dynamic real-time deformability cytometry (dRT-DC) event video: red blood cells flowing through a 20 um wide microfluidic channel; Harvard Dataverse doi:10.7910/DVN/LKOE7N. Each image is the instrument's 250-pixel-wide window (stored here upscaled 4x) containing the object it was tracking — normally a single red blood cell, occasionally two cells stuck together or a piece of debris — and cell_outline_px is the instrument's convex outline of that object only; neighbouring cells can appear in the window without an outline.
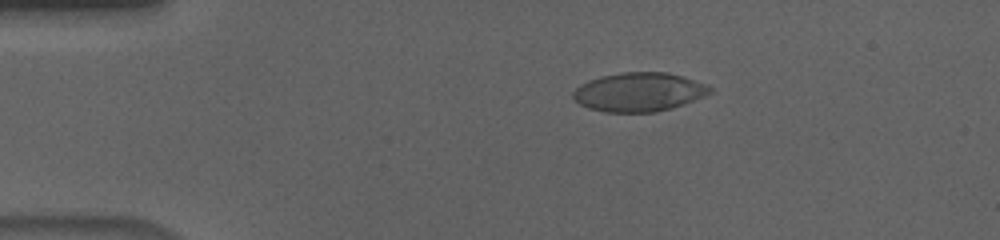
{"species": "human", "species_latin": "Homo sapiens", "temperature_condition": "cold", "stored_images_in_passage": 56, "camera_frame_rate_fps": 3000, "um_per_image_px": 0.085, "donor": {"sex": "male"}, "frame": {"image": 1, "passage_image": 11, "time_ms": 3.333, "image_size_px": [1000, 240], "cell_outline_px": [[712, 92], [704, 96], [684, 104], [656, 112], [604, 112], [588, 108], [580, 104], [572, 96], [572, 92], [580, 84], [588, 80], [600, 76], [624, 72], [668, 72], [704, 84], [712, 88]], "centroid_in_image_um": [54.27, 7.82], "position_along_channel_um": 30.7, "area_um2": 30.87}}
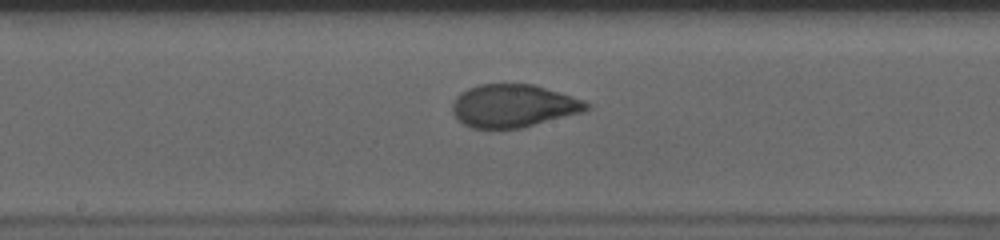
{"frame": {"image": 2, "passage_image": 30, "time_ms": 9.667, "image_size_px": [1000, 240], "cell_outline_px": [[592, 108], [584, 112], [520, 128], [472, 128], [456, 120], [452, 112], [452, 104], [456, 96], [468, 88], [480, 84], [532, 84], [572, 96], [584, 100], [592, 104]], "centroid_in_image_um": [43.65, 9.0], "position_along_channel_um": 204.6, "area_um2": 33.64}}
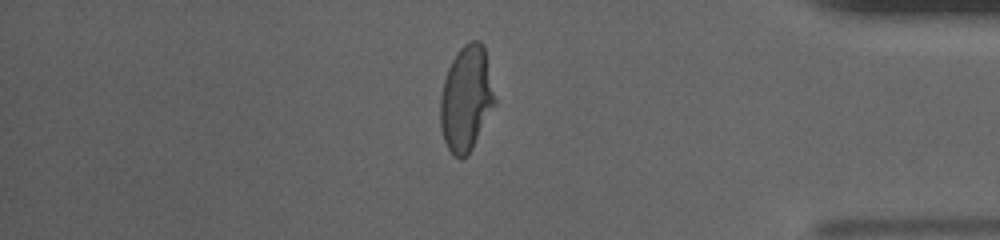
{"frame": {"image": 3, "passage_image": 48, "time_ms": 15.667, "image_size_px": [1000, 240], "cell_outline_px": [[496, 104], [468, 156], [460, 160], [452, 156], [444, 140], [440, 128], [440, 96], [444, 80], [448, 68], [452, 60], [460, 48], [464, 44], [472, 40], [480, 40], [484, 44], [496, 100]], "centroid_in_image_um": [39.63, 8.41], "position_along_channel_um": 395.6, "area_um2": 33.81}, "authors_computed_cell_mechanics": {"area_um2": 33.2928, "velocity_mm_per_s": 3.6444, "shape_relaxation_time_tau1_ms": 4.8961, "shape_relaxation_time_tau2_ms": null, "deformation_change_tau1": 0.1936, "deformation_change_tau2": null}}